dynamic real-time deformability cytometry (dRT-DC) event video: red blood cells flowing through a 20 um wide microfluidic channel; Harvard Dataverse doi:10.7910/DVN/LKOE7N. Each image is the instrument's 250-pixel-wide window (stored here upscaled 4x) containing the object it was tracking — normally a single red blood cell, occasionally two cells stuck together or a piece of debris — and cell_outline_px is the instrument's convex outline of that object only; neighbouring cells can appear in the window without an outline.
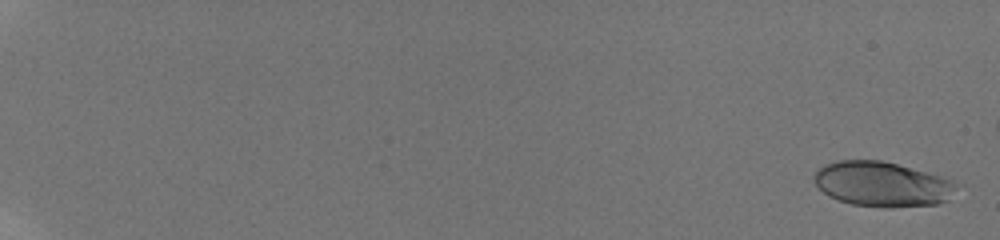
{"species": "human", "species_latin": "Homo sapiens", "temperature_condition": "room temperature", "stored_images_in_passage": 34, "camera_frame_rate_fps": 3000, "um_per_image_px": 0.085, "donor": {"sex": "male"}, "frame": {"image": 1, "passage_image": 2, "time_ms": 0.333, "image_size_px": [1000, 240], "cell_outline_px": [[952, 184], [948, 200], [940, 204], [892, 208], [884, 208], [852, 204], [828, 196], [816, 184], [816, 168], [824, 164], [836, 160], [880, 160], [896, 164], [940, 176], [952, 180]], "centroid_in_image_um": [74.92, 15.66], "position_along_channel_um": 10.1, "area_um2": 36.76}}